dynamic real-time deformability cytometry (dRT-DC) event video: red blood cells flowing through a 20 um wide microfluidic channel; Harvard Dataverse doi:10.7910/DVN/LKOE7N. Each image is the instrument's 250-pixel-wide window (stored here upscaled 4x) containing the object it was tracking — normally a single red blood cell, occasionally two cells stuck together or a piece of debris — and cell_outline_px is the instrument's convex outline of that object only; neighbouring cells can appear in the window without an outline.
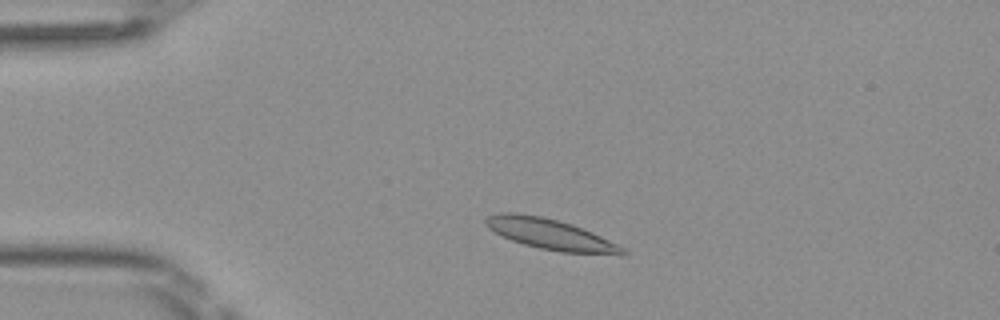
{"species": "Egyptian fruit bat (a non-hibernating species)", "species_latin": "Rousettus aegyptiacus", "temperature_condition": "room temperature", "stored_images_in_passage": 45, "camera_frame_rate_fps": 3000, "um_per_image_px": 0.085, "frame": {"image": 1, "passage_image": 6, "time_ms": 1.667, "image_size_px": [1000, 320], "cell_outline_px": [[628, 252], [624, 256], [560, 252], [540, 248], [524, 244], [512, 240], [488, 228], [484, 224], [484, 220], [488, 216], [500, 212], [516, 212], [540, 216], [572, 224], [592, 232], [624, 248]], "centroid_in_image_um": [46.82, 19.92], "position_along_channel_um": 38.2, "area_um2": 24.45}}
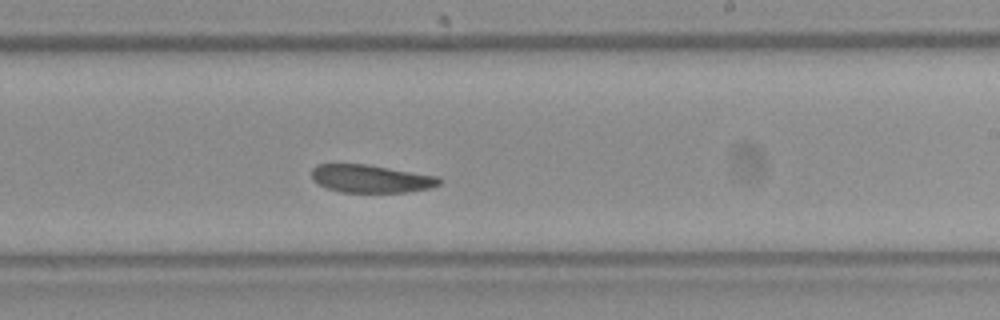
{"frame": {"image": 2, "passage_image": 25, "time_ms": 8.0, "image_size_px": [1000, 320], "cell_outline_px": [[440, 184], [428, 188], [404, 192], [340, 192], [328, 188], [312, 180], [312, 168], [316, 164], [368, 164], [440, 176]], "centroid_in_image_um": [31.52, 15.17], "position_along_channel_um": 257.5, "area_um2": 20.75}}
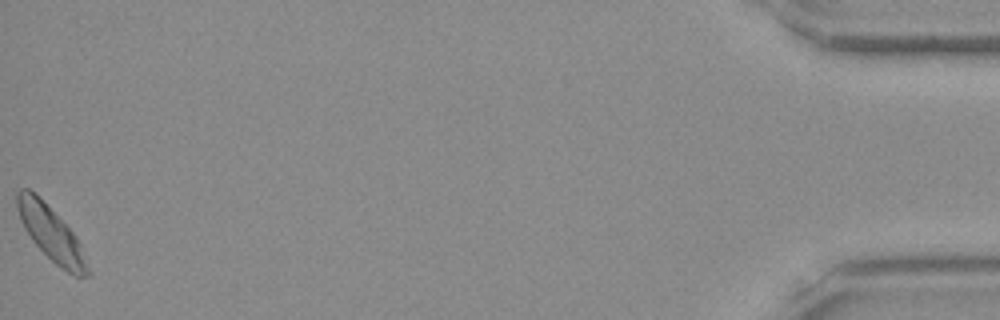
{"frame": {"image": 3, "passage_image": 45, "time_ms": 14.667, "image_size_px": [1000, 320], "cell_outline_px": [[92, 272], [88, 276], [72, 276], [56, 264], [32, 240], [24, 228], [20, 220], [16, 208], [16, 192], [20, 188], [28, 188], [76, 236], [80, 244]], "centroid_in_image_um": [4.35, 19.91], "position_along_channel_um": 430.9, "area_um2": 21.73}, "authors_computed_cell_mechanics": {"area_um2": 22.3108, "velocity_mm_per_s": 4.0421, "shape_relaxation_time_tau1_ms": 6.7076, "shape_relaxation_time_tau2_ms": null, "deformation_change_tau1": 0.106, "deformation_change_tau2": null}}